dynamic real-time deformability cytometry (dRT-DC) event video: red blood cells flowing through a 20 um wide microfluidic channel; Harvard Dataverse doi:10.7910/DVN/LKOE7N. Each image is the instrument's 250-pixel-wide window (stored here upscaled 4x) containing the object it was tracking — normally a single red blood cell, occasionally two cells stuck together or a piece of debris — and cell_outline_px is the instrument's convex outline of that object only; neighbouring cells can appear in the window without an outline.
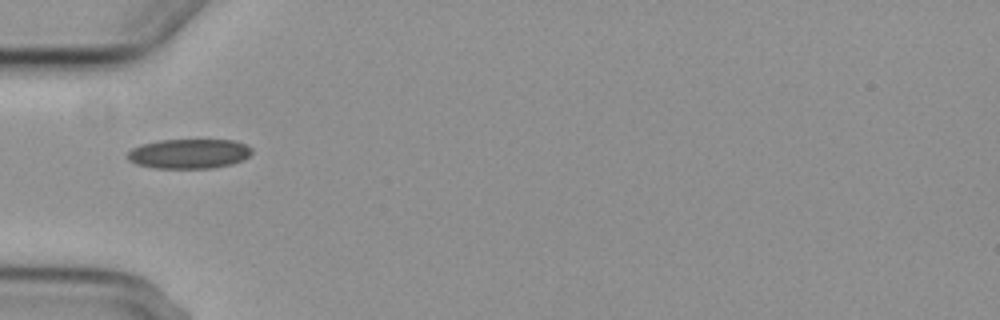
{"species": "common noctule bat (a hibernating species)", "species_latin": "Nyctalus noctula", "temperature_condition": "cold", "stored_images_in_passage": 2, "camera_frame_rate_fps": 3000, "um_per_image_px": 0.085, "animal": {"sex": "female", "body_mass_g": 29.2, "forearm_length_mm": 56.3}, "frame": {"image": 1, "passage_image": 1, "time_ms": 0.0, "image_size_px": [1000, 320], "cell_outline_px": [[252, 152], [244, 160], [232, 164], [212, 168], [156, 168], [136, 164], [128, 160], [128, 152], [132, 148], [140, 144], [160, 140], [232, 140], [244, 144], [252, 148]], "centroid_in_image_um": [16.06, 13.07], "position_along_channel_um": 68.9, "area_um2": 21.5}}
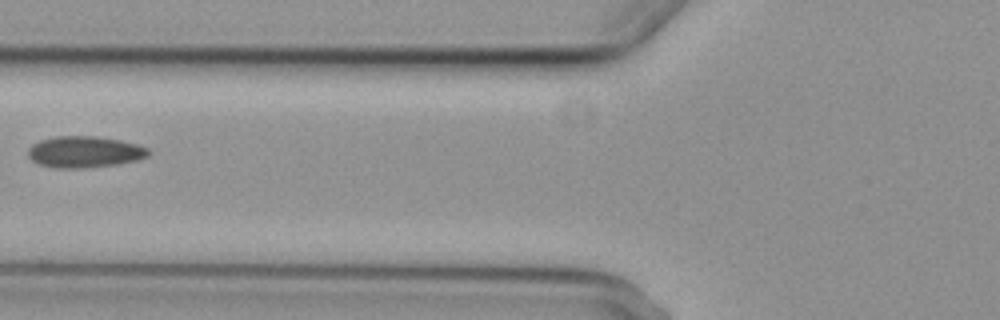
{"frame": {"image": 2, "passage_image": 2, "time_ms": 1.333, "image_size_px": [1000, 320], "cell_outline_px": [[148, 156], [136, 160], [116, 164], [84, 168], [56, 168], [40, 164], [32, 160], [28, 156], [28, 148], [32, 144], [40, 140], [56, 136], [96, 136], [120, 140], [136, 144], [148, 148]], "centroid_in_image_um": [7.16, 12.9], "position_along_channel_um": 118.6, "area_um2": 21.91}}